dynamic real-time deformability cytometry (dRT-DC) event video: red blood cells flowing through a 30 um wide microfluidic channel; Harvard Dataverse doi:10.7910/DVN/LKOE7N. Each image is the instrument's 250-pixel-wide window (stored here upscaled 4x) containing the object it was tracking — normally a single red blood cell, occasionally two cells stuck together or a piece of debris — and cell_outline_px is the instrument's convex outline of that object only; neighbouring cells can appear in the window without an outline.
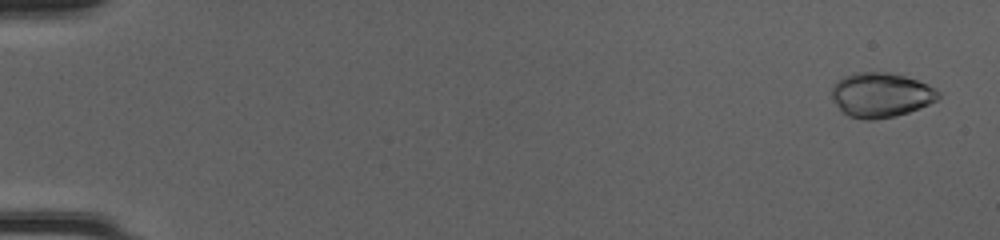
{"species": "common noctule bat (a hibernating species)", "species_latin": "Nyctalus noctula", "temperature_condition": "cold", "stored_images_in_passage": 50, "camera_frame_rate_fps": 3000, "um_per_image_px": 0.085, "animal": {"sex": "female", "body_mass_g": 20.0, "forearm_length_mm": 54.0}, "frame": {"image": 1, "passage_image": 2, "time_ms": 0.333, "image_size_px": [1000, 240], "cell_outline_px": [[940, 96], [936, 100], [920, 108], [896, 116], [872, 120], [864, 120], [848, 116], [840, 112], [832, 96], [832, 88], [844, 76], [852, 72], [888, 72], [904, 76], [928, 84], [936, 88], [940, 92]], "centroid_in_image_um": [74.88, 8.08], "position_along_channel_um": 10.1, "area_um2": 27.8}}
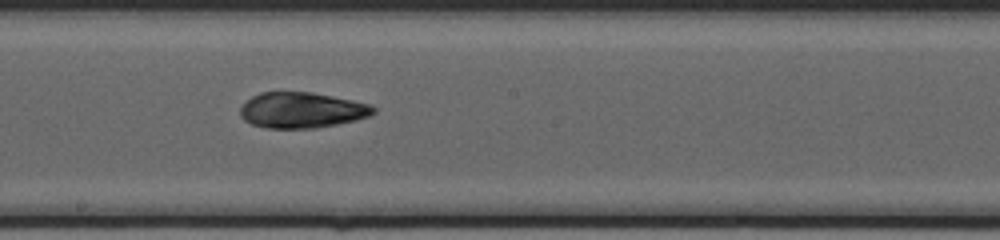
{"frame": {"image": 2, "passage_image": 29, "time_ms": 9.333, "image_size_px": [1000, 240], "cell_outline_px": [[376, 112], [368, 116], [356, 120], [316, 128], [268, 128], [252, 124], [244, 120], [240, 116], [240, 108], [252, 96], [260, 92], [312, 92], [352, 100], [368, 104], [376, 108]], "centroid_in_image_um": [25.64, 9.36], "position_along_channel_um": 222.6, "area_um2": 27.57}}
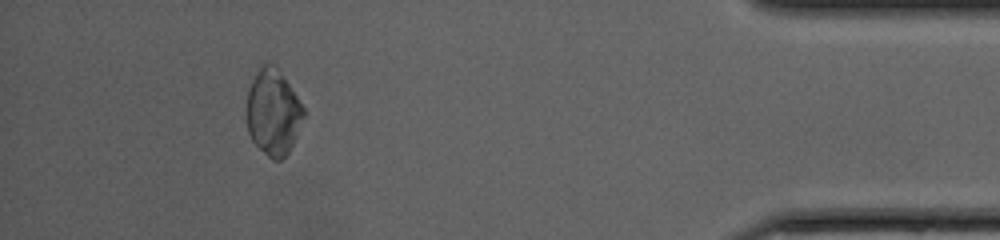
{"frame": {"image": 3, "passage_image": 46, "time_ms": 15.0, "image_size_px": [1000, 240], "cell_outline_px": [[304, 116], [296, 136], [288, 152], [280, 160], [272, 160], [252, 140], [248, 132], [244, 108], [248, 88], [256, 72], [268, 60], [276, 64], [304, 108]], "centroid_in_image_um": [23.17, 9.5], "position_along_channel_um": 412.0, "area_um2": 28.78}, "authors_computed_cell_mechanics": {"area_um2": 27.8018, "velocity_mm_per_s": 4.2362, "shape_relaxation_time_tau1_ms": 5.9712, "shape_relaxation_time_tau2_ms": 1.8739, "deformation_change_tau1": 0.1879, "deformation_change_tau2": 0.0648}}